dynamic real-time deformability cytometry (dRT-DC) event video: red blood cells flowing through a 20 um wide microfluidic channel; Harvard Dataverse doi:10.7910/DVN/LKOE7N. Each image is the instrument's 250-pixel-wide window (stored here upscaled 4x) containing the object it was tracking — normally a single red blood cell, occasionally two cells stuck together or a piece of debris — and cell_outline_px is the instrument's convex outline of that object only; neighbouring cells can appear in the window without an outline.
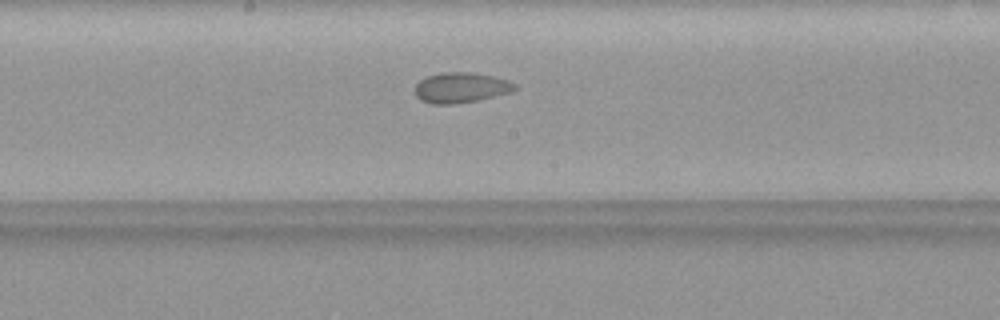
{"species": "common noctule bat (a hibernating species)", "species_latin": "Nyctalus noctula", "temperature_condition": "warm", "stored_images_in_passage": 33, "camera_frame_rate_fps": 3000, "um_per_image_px": 0.085, "animal": {"sex": "female", "body_mass_g": 19.9}, "frame": {"image": 1, "passage_image": 12, "time_ms": 3.667, "image_size_px": [1000, 320], "cell_outline_px": [[516, 88], [512, 92], [476, 100], [452, 104], [432, 104], [420, 100], [416, 96], [416, 84], [420, 80], [428, 76], [444, 72], [468, 72], [492, 76], [508, 80], [516, 84]], "centroid_in_image_um": [39.17, 7.45], "position_along_channel_um": 209.0, "area_um2": 17.46}}
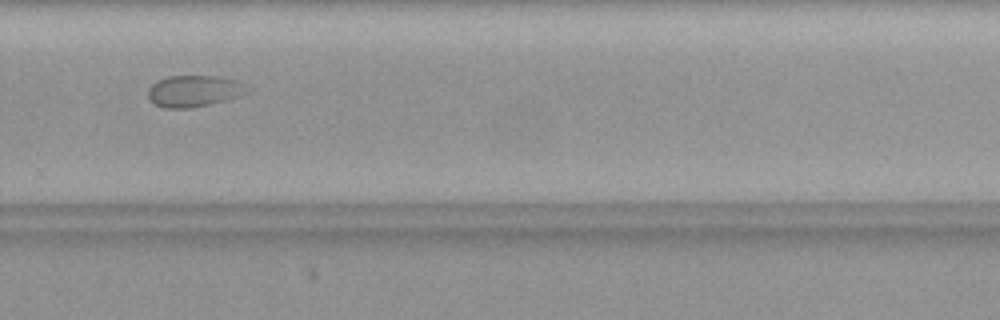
{"frame": {"image": 2, "passage_image": 19, "time_ms": 6.0, "image_size_px": [1000, 320], "cell_outline_px": [[248, 92], [224, 100], [208, 104], [188, 108], [164, 108], [148, 100], [148, 88], [156, 80], [168, 76], [220, 76], [236, 80], [244, 84]], "centroid_in_image_um": [16.42, 7.72], "position_along_channel_um": 313.4, "area_um2": 18.03}}
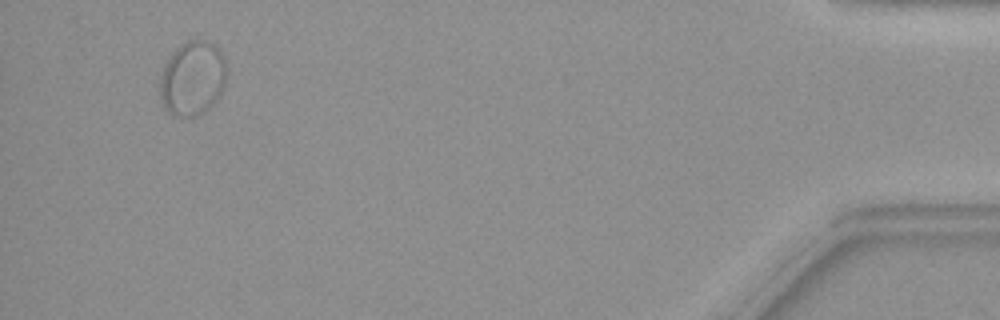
{"frame": {"image": 3, "passage_image": 31, "time_ms": 10.0, "image_size_px": [1000, 320], "cell_outline_px": [[228, 68], [224, 84], [216, 100], [204, 112], [192, 116], [180, 116], [168, 112], [160, 96], [160, 80], [164, 64], [172, 52], [180, 44], [188, 40], [204, 40], [212, 44], [224, 56]], "centroid_in_image_um": [16.37, 6.63], "position_along_channel_um": 418.8, "area_um2": 28.73}}